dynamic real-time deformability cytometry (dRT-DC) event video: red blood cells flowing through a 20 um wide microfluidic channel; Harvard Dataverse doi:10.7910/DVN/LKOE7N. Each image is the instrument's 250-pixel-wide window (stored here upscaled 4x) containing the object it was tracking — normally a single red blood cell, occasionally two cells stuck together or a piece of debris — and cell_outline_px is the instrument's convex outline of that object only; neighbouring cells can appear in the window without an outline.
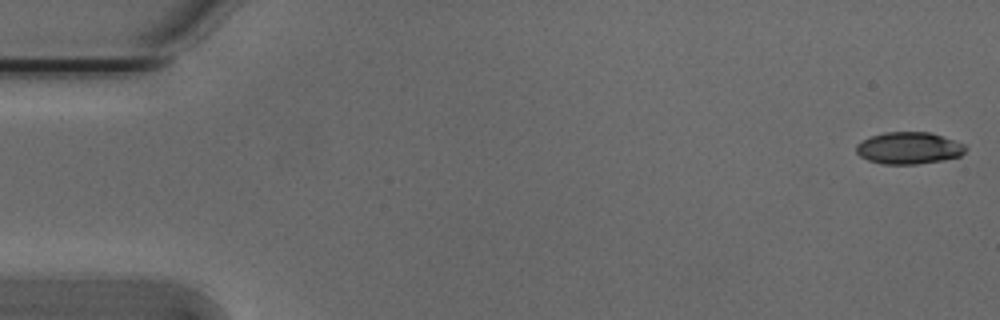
{"species": "Egyptian fruit bat (a non-hibernating species)", "species_latin": "Rousettus aegyptiacus", "temperature_condition": "cold", "stored_images_in_passage": 54, "camera_frame_rate_fps": 3000, "um_per_image_px": 0.085, "animal": {"sex": "male"}, "frame": {"image": 1, "passage_image": 1, "time_ms": 0.0, "image_size_px": [1000, 320], "cell_outline_px": [[968, 148], [960, 156], [944, 160], [916, 164], [880, 164], [868, 160], [860, 156], [856, 152], [856, 144], [872, 136], [884, 132], [928, 132], [964, 144]], "centroid_in_image_um": [77.24, 12.6], "position_along_channel_um": 7.8, "area_um2": 20.23}}
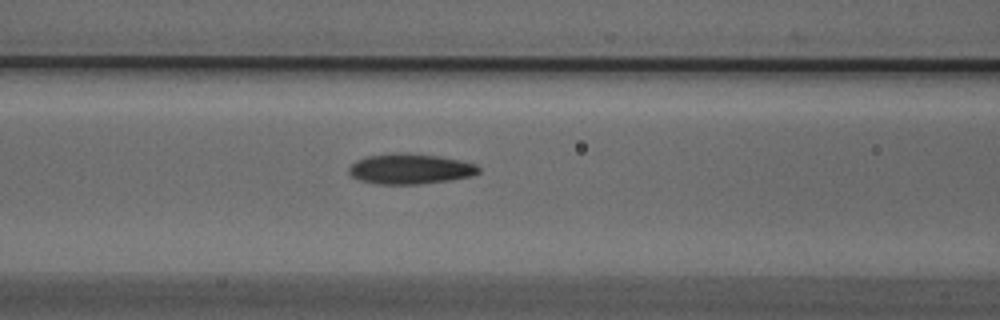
{"frame": {"image": 2, "passage_image": 22, "time_ms": 7.0, "image_size_px": [1000, 320], "cell_outline_px": [[480, 172], [472, 176], [448, 180], [420, 184], [376, 184], [360, 180], [352, 176], [348, 172], [348, 168], [356, 160], [368, 156], [392, 152], [404, 152], [440, 156], [460, 160], [476, 164], [480, 168]], "centroid_in_image_um": [34.86, 14.34], "position_along_channel_um": 131.7, "area_um2": 23.12}}
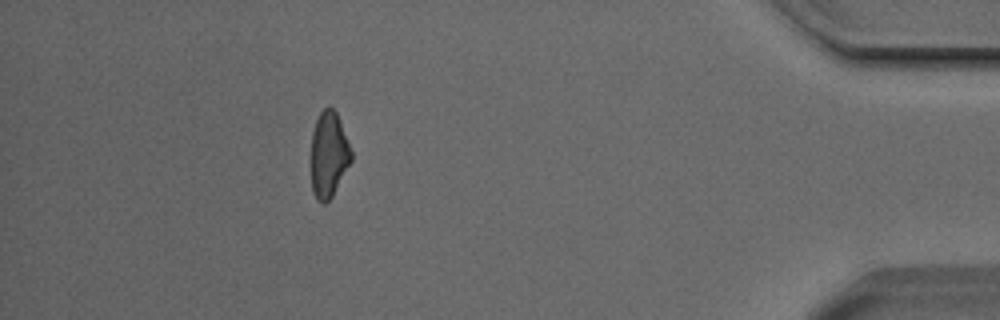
{"frame": {"image": 3, "passage_image": 48, "time_ms": 15.667, "image_size_px": [1000, 320], "cell_outline_px": [[352, 160], [332, 196], [324, 204], [320, 204], [316, 200], [312, 192], [312, 132], [316, 120], [320, 112], [324, 108], [332, 108], [336, 112], [352, 152]], "centroid_in_image_um": [27.93, 13.18], "position_along_channel_um": 407.3, "area_um2": 19.83}, "authors_computed_cell_mechanics": {"area_um2": 21.5883, "velocity_mm_per_s": 3.8156, "shape_relaxation_time_tau1_ms": 5.019, "shape_relaxation_time_tau2_ms": 4.2016, "deformation_change_tau1": 0.1579, "deformation_change_tau2": 0.1084}}